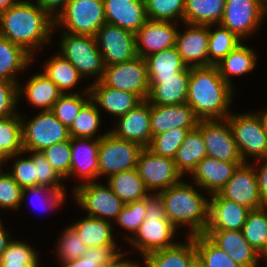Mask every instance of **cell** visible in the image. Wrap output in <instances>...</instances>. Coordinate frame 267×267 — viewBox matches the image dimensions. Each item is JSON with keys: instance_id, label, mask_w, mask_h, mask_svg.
Listing matches in <instances>:
<instances>
[{"instance_id": "6da1fadb", "label": "cell", "mask_w": 267, "mask_h": 267, "mask_svg": "<svg viewBox=\"0 0 267 267\" xmlns=\"http://www.w3.org/2000/svg\"><path fill=\"white\" fill-rule=\"evenodd\" d=\"M55 20L31 0H20L0 13V36L23 47L33 57L51 42Z\"/></svg>"}, {"instance_id": "7a4b0ae2", "label": "cell", "mask_w": 267, "mask_h": 267, "mask_svg": "<svg viewBox=\"0 0 267 267\" xmlns=\"http://www.w3.org/2000/svg\"><path fill=\"white\" fill-rule=\"evenodd\" d=\"M233 88L220 76L216 65L190 67L186 103L199 120L225 119L231 114Z\"/></svg>"}, {"instance_id": "3957f363", "label": "cell", "mask_w": 267, "mask_h": 267, "mask_svg": "<svg viewBox=\"0 0 267 267\" xmlns=\"http://www.w3.org/2000/svg\"><path fill=\"white\" fill-rule=\"evenodd\" d=\"M195 184L180 181L158 193L164 204L165 215L177 228L188 226L186 236L203 234L209 222V199L197 191Z\"/></svg>"}, {"instance_id": "277c9868", "label": "cell", "mask_w": 267, "mask_h": 267, "mask_svg": "<svg viewBox=\"0 0 267 267\" xmlns=\"http://www.w3.org/2000/svg\"><path fill=\"white\" fill-rule=\"evenodd\" d=\"M177 232L178 229L165 215L162 197L152 192L146 197L145 220L133 237L126 234V240L144 257L149 253L175 246L178 242L173 240Z\"/></svg>"}, {"instance_id": "5b68a950", "label": "cell", "mask_w": 267, "mask_h": 267, "mask_svg": "<svg viewBox=\"0 0 267 267\" xmlns=\"http://www.w3.org/2000/svg\"><path fill=\"white\" fill-rule=\"evenodd\" d=\"M227 120L244 162H248L249 156L256 160L267 159V125L263 112H231Z\"/></svg>"}, {"instance_id": "8992f818", "label": "cell", "mask_w": 267, "mask_h": 267, "mask_svg": "<svg viewBox=\"0 0 267 267\" xmlns=\"http://www.w3.org/2000/svg\"><path fill=\"white\" fill-rule=\"evenodd\" d=\"M60 55L67 59L83 78L96 77L101 81L105 65L95 36L61 32Z\"/></svg>"}, {"instance_id": "52a82bcc", "label": "cell", "mask_w": 267, "mask_h": 267, "mask_svg": "<svg viewBox=\"0 0 267 267\" xmlns=\"http://www.w3.org/2000/svg\"><path fill=\"white\" fill-rule=\"evenodd\" d=\"M106 23L103 0H68L55 19V29L62 32L95 36ZM58 26V27H57Z\"/></svg>"}, {"instance_id": "ba28073f", "label": "cell", "mask_w": 267, "mask_h": 267, "mask_svg": "<svg viewBox=\"0 0 267 267\" xmlns=\"http://www.w3.org/2000/svg\"><path fill=\"white\" fill-rule=\"evenodd\" d=\"M20 117L23 151L41 152L47 147L71 138L69 129L51 111H40L31 120L25 115Z\"/></svg>"}, {"instance_id": "9c48e42d", "label": "cell", "mask_w": 267, "mask_h": 267, "mask_svg": "<svg viewBox=\"0 0 267 267\" xmlns=\"http://www.w3.org/2000/svg\"><path fill=\"white\" fill-rule=\"evenodd\" d=\"M143 147L135 142L123 140L108 132L99 142L98 178L137 168Z\"/></svg>"}, {"instance_id": "30bf717a", "label": "cell", "mask_w": 267, "mask_h": 267, "mask_svg": "<svg viewBox=\"0 0 267 267\" xmlns=\"http://www.w3.org/2000/svg\"><path fill=\"white\" fill-rule=\"evenodd\" d=\"M72 193L76 205L87 211V216L109 222L116 220L125 205L107 184L95 181L78 183Z\"/></svg>"}, {"instance_id": "8fae6325", "label": "cell", "mask_w": 267, "mask_h": 267, "mask_svg": "<svg viewBox=\"0 0 267 267\" xmlns=\"http://www.w3.org/2000/svg\"><path fill=\"white\" fill-rule=\"evenodd\" d=\"M101 81L108 87L121 91L132 92L142 100H147L149 94V79L146 61L141 56L105 66Z\"/></svg>"}, {"instance_id": "7c38bea8", "label": "cell", "mask_w": 267, "mask_h": 267, "mask_svg": "<svg viewBox=\"0 0 267 267\" xmlns=\"http://www.w3.org/2000/svg\"><path fill=\"white\" fill-rule=\"evenodd\" d=\"M137 170L147 190L158 194L182 180L171 158L158 156L147 147L140 152Z\"/></svg>"}, {"instance_id": "4fadbf2b", "label": "cell", "mask_w": 267, "mask_h": 267, "mask_svg": "<svg viewBox=\"0 0 267 267\" xmlns=\"http://www.w3.org/2000/svg\"><path fill=\"white\" fill-rule=\"evenodd\" d=\"M266 15L260 0H226L220 24L244 41L258 31Z\"/></svg>"}, {"instance_id": "5bb4252c", "label": "cell", "mask_w": 267, "mask_h": 267, "mask_svg": "<svg viewBox=\"0 0 267 267\" xmlns=\"http://www.w3.org/2000/svg\"><path fill=\"white\" fill-rule=\"evenodd\" d=\"M197 128L203 136L208 157L225 162H244L227 118L199 120Z\"/></svg>"}, {"instance_id": "9a60e30c", "label": "cell", "mask_w": 267, "mask_h": 267, "mask_svg": "<svg viewBox=\"0 0 267 267\" xmlns=\"http://www.w3.org/2000/svg\"><path fill=\"white\" fill-rule=\"evenodd\" d=\"M95 39L105 66L123 63L137 56L135 34L116 25L103 24Z\"/></svg>"}, {"instance_id": "2e32d148", "label": "cell", "mask_w": 267, "mask_h": 267, "mask_svg": "<svg viewBox=\"0 0 267 267\" xmlns=\"http://www.w3.org/2000/svg\"><path fill=\"white\" fill-rule=\"evenodd\" d=\"M249 163V164H248ZM251 162H244L218 192L223 198L236 202L250 210L265 207L260 197L257 176Z\"/></svg>"}, {"instance_id": "e0dca14e", "label": "cell", "mask_w": 267, "mask_h": 267, "mask_svg": "<svg viewBox=\"0 0 267 267\" xmlns=\"http://www.w3.org/2000/svg\"><path fill=\"white\" fill-rule=\"evenodd\" d=\"M151 104L143 100L127 114L117 118L111 132L115 137L148 147L151 139Z\"/></svg>"}, {"instance_id": "ac0fdd59", "label": "cell", "mask_w": 267, "mask_h": 267, "mask_svg": "<svg viewBox=\"0 0 267 267\" xmlns=\"http://www.w3.org/2000/svg\"><path fill=\"white\" fill-rule=\"evenodd\" d=\"M184 31H177L175 47L187 67L208 66V25L182 23Z\"/></svg>"}, {"instance_id": "d6986e66", "label": "cell", "mask_w": 267, "mask_h": 267, "mask_svg": "<svg viewBox=\"0 0 267 267\" xmlns=\"http://www.w3.org/2000/svg\"><path fill=\"white\" fill-rule=\"evenodd\" d=\"M175 22L147 20L135 33L136 52L145 58L175 46L178 27Z\"/></svg>"}, {"instance_id": "ffe728a7", "label": "cell", "mask_w": 267, "mask_h": 267, "mask_svg": "<svg viewBox=\"0 0 267 267\" xmlns=\"http://www.w3.org/2000/svg\"><path fill=\"white\" fill-rule=\"evenodd\" d=\"M110 130L96 138H71L70 176H77L84 183L98 179V150L100 138Z\"/></svg>"}, {"instance_id": "44dd1931", "label": "cell", "mask_w": 267, "mask_h": 267, "mask_svg": "<svg viewBox=\"0 0 267 267\" xmlns=\"http://www.w3.org/2000/svg\"><path fill=\"white\" fill-rule=\"evenodd\" d=\"M204 234L241 267H259V253L244 238L242 230H205Z\"/></svg>"}, {"instance_id": "7402d4cb", "label": "cell", "mask_w": 267, "mask_h": 267, "mask_svg": "<svg viewBox=\"0 0 267 267\" xmlns=\"http://www.w3.org/2000/svg\"><path fill=\"white\" fill-rule=\"evenodd\" d=\"M150 120L152 138L174 128L194 129L199 122L187 103L165 106L151 104Z\"/></svg>"}, {"instance_id": "603a6c76", "label": "cell", "mask_w": 267, "mask_h": 267, "mask_svg": "<svg viewBox=\"0 0 267 267\" xmlns=\"http://www.w3.org/2000/svg\"><path fill=\"white\" fill-rule=\"evenodd\" d=\"M207 198L210 199L206 230H242L250 209L223 198L219 193L211 194Z\"/></svg>"}, {"instance_id": "cb8c5ba5", "label": "cell", "mask_w": 267, "mask_h": 267, "mask_svg": "<svg viewBox=\"0 0 267 267\" xmlns=\"http://www.w3.org/2000/svg\"><path fill=\"white\" fill-rule=\"evenodd\" d=\"M244 162H225L204 157L192 172L194 184L207 193H218L233 176L235 170Z\"/></svg>"}, {"instance_id": "d4e9b609", "label": "cell", "mask_w": 267, "mask_h": 267, "mask_svg": "<svg viewBox=\"0 0 267 267\" xmlns=\"http://www.w3.org/2000/svg\"><path fill=\"white\" fill-rule=\"evenodd\" d=\"M106 23L136 33L148 20L144 0H103Z\"/></svg>"}, {"instance_id": "484cf974", "label": "cell", "mask_w": 267, "mask_h": 267, "mask_svg": "<svg viewBox=\"0 0 267 267\" xmlns=\"http://www.w3.org/2000/svg\"><path fill=\"white\" fill-rule=\"evenodd\" d=\"M190 80V67L180 71L177 78L149 79L147 101L152 105H178L186 103Z\"/></svg>"}, {"instance_id": "4316f807", "label": "cell", "mask_w": 267, "mask_h": 267, "mask_svg": "<svg viewBox=\"0 0 267 267\" xmlns=\"http://www.w3.org/2000/svg\"><path fill=\"white\" fill-rule=\"evenodd\" d=\"M91 100L109 114L121 117L143 100L132 92L121 91L106 86L102 81L89 85Z\"/></svg>"}, {"instance_id": "83f0119b", "label": "cell", "mask_w": 267, "mask_h": 267, "mask_svg": "<svg viewBox=\"0 0 267 267\" xmlns=\"http://www.w3.org/2000/svg\"><path fill=\"white\" fill-rule=\"evenodd\" d=\"M186 242L155 251L143 257L144 267H196L197 253L194 236H187Z\"/></svg>"}, {"instance_id": "f1b7e54d", "label": "cell", "mask_w": 267, "mask_h": 267, "mask_svg": "<svg viewBox=\"0 0 267 267\" xmlns=\"http://www.w3.org/2000/svg\"><path fill=\"white\" fill-rule=\"evenodd\" d=\"M23 94H25V98L31 106L42 108L41 111H51L53 105L63 95L57 85L43 72L35 73L26 81L24 87L18 85V99Z\"/></svg>"}, {"instance_id": "f546056e", "label": "cell", "mask_w": 267, "mask_h": 267, "mask_svg": "<svg viewBox=\"0 0 267 267\" xmlns=\"http://www.w3.org/2000/svg\"><path fill=\"white\" fill-rule=\"evenodd\" d=\"M34 57L23 47L0 36V80L19 84L18 72H24L34 62ZM17 73V74H16Z\"/></svg>"}, {"instance_id": "4dcf8cb0", "label": "cell", "mask_w": 267, "mask_h": 267, "mask_svg": "<svg viewBox=\"0 0 267 267\" xmlns=\"http://www.w3.org/2000/svg\"><path fill=\"white\" fill-rule=\"evenodd\" d=\"M206 156L203 136L201 131L196 127L189 130L173 160L177 170L184 177L188 173L191 175L198 163Z\"/></svg>"}, {"instance_id": "1f68e13d", "label": "cell", "mask_w": 267, "mask_h": 267, "mask_svg": "<svg viewBox=\"0 0 267 267\" xmlns=\"http://www.w3.org/2000/svg\"><path fill=\"white\" fill-rule=\"evenodd\" d=\"M106 183L124 204L142 200L150 194L137 168L113 174Z\"/></svg>"}, {"instance_id": "d6a6232c", "label": "cell", "mask_w": 267, "mask_h": 267, "mask_svg": "<svg viewBox=\"0 0 267 267\" xmlns=\"http://www.w3.org/2000/svg\"><path fill=\"white\" fill-rule=\"evenodd\" d=\"M103 219L86 216L71 224L87 247L117 245L114 225Z\"/></svg>"}, {"instance_id": "836d02e7", "label": "cell", "mask_w": 267, "mask_h": 267, "mask_svg": "<svg viewBox=\"0 0 267 267\" xmlns=\"http://www.w3.org/2000/svg\"><path fill=\"white\" fill-rule=\"evenodd\" d=\"M148 79L177 78V74L187 68L176 47L146 56Z\"/></svg>"}, {"instance_id": "e575fe53", "label": "cell", "mask_w": 267, "mask_h": 267, "mask_svg": "<svg viewBox=\"0 0 267 267\" xmlns=\"http://www.w3.org/2000/svg\"><path fill=\"white\" fill-rule=\"evenodd\" d=\"M257 60L258 56L252 47L250 48L242 42L223 58L216 67L224 81L233 87L231 77L233 75L240 76L254 70Z\"/></svg>"}, {"instance_id": "d590c367", "label": "cell", "mask_w": 267, "mask_h": 267, "mask_svg": "<svg viewBox=\"0 0 267 267\" xmlns=\"http://www.w3.org/2000/svg\"><path fill=\"white\" fill-rule=\"evenodd\" d=\"M226 0H185L183 23L193 25L220 24Z\"/></svg>"}, {"instance_id": "8d00e7d4", "label": "cell", "mask_w": 267, "mask_h": 267, "mask_svg": "<svg viewBox=\"0 0 267 267\" xmlns=\"http://www.w3.org/2000/svg\"><path fill=\"white\" fill-rule=\"evenodd\" d=\"M46 61L43 73L57 85L63 94L66 92L69 94L70 90H74L78 82L83 79L77 69L60 54Z\"/></svg>"}, {"instance_id": "74e56055", "label": "cell", "mask_w": 267, "mask_h": 267, "mask_svg": "<svg viewBox=\"0 0 267 267\" xmlns=\"http://www.w3.org/2000/svg\"><path fill=\"white\" fill-rule=\"evenodd\" d=\"M215 27L211 28V27ZM208 66L217 65L231 51L236 49L242 42L236 34L221 24L208 25ZM214 29L215 31H213Z\"/></svg>"}, {"instance_id": "f35d334b", "label": "cell", "mask_w": 267, "mask_h": 267, "mask_svg": "<svg viewBox=\"0 0 267 267\" xmlns=\"http://www.w3.org/2000/svg\"><path fill=\"white\" fill-rule=\"evenodd\" d=\"M23 152L22 123L19 112L0 119V162L3 164L10 156Z\"/></svg>"}, {"instance_id": "ab89813d", "label": "cell", "mask_w": 267, "mask_h": 267, "mask_svg": "<svg viewBox=\"0 0 267 267\" xmlns=\"http://www.w3.org/2000/svg\"><path fill=\"white\" fill-rule=\"evenodd\" d=\"M197 265L200 267H241L216 246L204 233L194 235Z\"/></svg>"}, {"instance_id": "60d3db41", "label": "cell", "mask_w": 267, "mask_h": 267, "mask_svg": "<svg viewBox=\"0 0 267 267\" xmlns=\"http://www.w3.org/2000/svg\"><path fill=\"white\" fill-rule=\"evenodd\" d=\"M101 112L90 99L80 110L69 128L71 138H95L101 125ZM95 135V136H94Z\"/></svg>"}, {"instance_id": "b9f144b4", "label": "cell", "mask_w": 267, "mask_h": 267, "mask_svg": "<svg viewBox=\"0 0 267 267\" xmlns=\"http://www.w3.org/2000/svg\"><path fill=\"white\" fill-rule=\"evenodd\" d=\"M79 93L80 92H70L69 94H63L51 109L55 117L68 129L82 107L91 99L89 85L81 95Z\"/></svg>"}, {"instance_id": "7bdbcfd3", "label": "cell", "mask_w": 267, "mask_h": 267, "mask_svg": "<svg viewBox=\"0 0 267 267\" xmlns=\"http://www.w3.org/2000/svg\"><path fill=\"white\" fill-rule=\"evenodd\" d=\"M242 232L248 243L260 253L267 242V206L248 213Z\"/></svg>"}, {"instance_id": "ee69618b", "label": "cell", "mask_w": 267, "mask_h": 267, "mask_svg": "<svg viewBox=\"0 0 267 267\" xmlns=\"http://www.w3.org/2000/svg\"><path fill=\"white\" fill-rule=\"evenodd\" d=\"M149 20L183 23L185 0H144Z\"/></svg>"}, {"instance_id": "f6af8a7d", "label": "cell", "mask_w": 267, "mask_h": 267, "mask_svg": "<svg viewBox=\"0 0 267 267\" xmlns=\"http://www.w3.org/2000/svg\"><path fill=\"white\" fill-rule=\"evenodd\" d=\"M189 130L174 128L155 135L147 148L158 156L174 159Z\"/></svg>"}, {"instance_id": "bcb514c9", "label": "cell", "mask_w": 267, "mask_h": 267, "mask_svg": "<svg viewBox=\"0 0 267 267\" xmlns=\"http://www.w3.org/2000/svg\"><path fill=\"white\" fill-rule=\"evenodd\" d=\"M118 245L88 247L82 257L61 263L62 267H100L110 262L121 250Z\"/></svg>"}, {"instance_id": "7dc6e473", "label": "cell", "mask_w": 267, "mask_h": 267, "mask_svg": "<svg viewBox=\"0 0 267 267\" xmlns=\"http://www.w3.org/2000/svg\"><path fill=\"white\" fill-rule=\"evenodd\" d=\"M59 239H57L56 254L59 263H64L71 260H76L83 256L87 250V246L79 237L77 232L72 226L64 228Z\"/></svg>"}, {"instance_id": "c3c4849f", "label": "cell", "mask_w": 267, "mask_h": 267, "mask_svg": "<svg viewBox=\"0 0 267 267\" xmlns=\"http://www.w3.org/2000/svg\"><path fill=\"white\" fill-rule=\"evenodd\" d=\"M25 153H31L30 156L36 171V186H44L66 192L64 190L65 185L61 181L63 178L51 166L42 152L25 151Z\"/></svg>"}, {"instance_id": "681fc988", "label": "cell", "mask_w": 267, "mask_h": 267, "mask_svg": "<svg viewBox=\"0 0 267 267\" xmlns=\"http://www.w3.org/2000/svg\"><path fill=\"white\" fill-rule=\"evenodd\" d=\"M41 152L63 181L67 179L71 167V138L47 147Z\"/></svg>"}, {"instance_id": "f907efd6", "label": "cell", "mask_w": 267, "mask_h": 267, "mask_svg": "<svg viewBox=\"0 0 267 267\" xmlns=\"http://www.w3.org/2000/svg\"><path fill=\"white\" fill-rule=\"evenodd\" d=\"M146 214V197L142 200L134 201L125 204L122 211L117 215L113 225L118 224L121 228H124L135 235L139 226L145 220Z\"/></svg>"}, {"instance_id": "816d5d0a", "label": "cell", "mask_w": 267, "mask_h": 267, "mask_svg": "<svg viewBox=\"0 0 267 267\" xmlns=\"http://www.w3.org/2000/svg\"><path fill=\"white\" fill-rule=\"evenodd\" d=\"M21 154H25V151L10 156L7 159V161H10L15 158L12 169H9L11 172L9 171L8 173L14 178V180L22 189L27 187H35L36 171L32 157L29 155L28 157L23 158L21 157Z\"/></svg>"}, {"instance_id": "f5cc1de1", "label": "cell", "mask_w": 267, "mask_h": 267, "mask_svg": "<svg viewBox=\"0 0 267 267\" xmlns=\"http://www.w3.org/2000/svg\"><path fill=\"white\" fill-rule=\"evenodd\" d=\"M23 189L8 171L0 174V209H18L22 204Z\"/></svg>"}, {"instance_id": "db71d44e", "label": "cell", "mask_w": 267, "mask_h": 267, "mask_svg": "<svg viewBox=\"0 0 267 267\" xmlns=\"http://www.w3.org/2000/svg\"><path fill=\"white\" fill-rule=\"evenodd\" d=\"M39 252L29 243L12 240L3 252L0 262L40 263Z\"/></svg>"}, {"instance_id": "11a10c76", "label": "cell", "mask_w": 267, "mask_h": 267, "mask_svg": "<svg viewBox=\"0 0 267 267\" xmlns=\"http://www.w3.org/2000/svg\"><path fill=\"white\" fill-rule=\"evenodd\" d=\"M18 85L7 80H0V119L18 112Z\"/></svg>"}, {"instance_id": "9f6ffc18", "label": "cell", "mask_w": 267, "mask_h": 267, "mask_svg": "<svg viewBox=\"0 0 267 267\" xmlns=\"http://www.w3.org/2000/svg\"><path fill=\"white\" fill-rule=\"evenodd\" d=\"M29 194H32L33 199L37 196L40 197L44 202V204L43 203L42 204L43 205L46 204L45 207H48L49 209H55V208L57 209L58 207H60L61 204L65 202L66 200L65 197L67 195L66 192H61L59 190H55L49 187H44V186L27 187L23 189L22 202L26 199L27 195Z\"/></svg>"}, {"instance_id": "6f0895ef", "label": "cell", "mask_w": 267, "mask_h": 267, "mask_svg": "<svg viewBox=\"0 0 267 267\" xmlns=\"http://www.w3.org/2000/svg\"><path fill=\"white\" fill-rule=\"evenodd\" d=\"M256 162L260 163L258 167L253 165L257 176L259 194L265 206H267V159H260Z\"/></svg>"}, {"instance_id": "680465c9", "label": "cell", "mask_w": 267, "mask_h": 267, "mask_svg": "<svg viewBox=\"0 0 267 267\" xmlns=\"http://www.w3.org/2000/svg\"><path fill=\"white\" fill-rule=\"evenodd\" d=\"M34 2L55 20L65 9L68 0H35Z\"/></svg>"}, {"instance_id": "91938a15", "label": "cell", "mask_w": 267, "mask_h": 267, "mask_svg": "<svg viewBox=\"0 0 267 267\" xmlns=\"http://www.w3.org/2000/svg\"><path fill=\"white\" fill-rule=\"evenodd\" d=\"M129 252H120L116 257H114L110 262L104 264L100 267H139L140 263L133 262L131 260H125L124 255ZM122 258V259H121Z\"/></svg>"}, {"instance_id": "94428289", "label": "cell", "mask_w": 267, "mask_h": 267, "mask_svg": "<svg viewBox=\"0 0 267 267\" xmlns=\"http://www.w3.org/2000/svg\"><path fill=\"white\" fill-rule=\"evenodd\" d=\"M10 232L5 230L3 224L0 225V259L2 257L3 252L8 247L9 243L12 241Z\"/></svg>"}, {"instance_id": "6125c7cd", "label": "cell", "mask_w": 267, "mask_h": 267, "mask_svg": "<svg viewBox=\"0 0 267 267\" xmlns=\"http://www.w3.org/2000/svg\"><path fill=\"white\" fill-rule=\"evenodd\" d=\"M0 267H41L40 263L0 262Z\"/></svg>"}, {"instance_id": "be15d7a7", "label": "cell", "mask_w": 267, "mask_h": 267, "mask_svg": "<svg viewBox=\"0 0 267 267\" xmlns=\"http://www.w3.org/2000/svg\"><path fill=\"white\" fill-rule=\"evenodd\" d=\"M20 0H0V13L17 4Z\"/></svg>"}, {"instance_id": "e7e4bbea", "label": "cell", "mask_w": 267, "mask_h": 267, "mask_svg": "<svg viewBox=\"0 0 267 267\" xmlns=\"http://www.w3.org/2000/svg\"><path fill=\"white\" fill-rule=\"evenodd\" d=\"M259 257L261 258H266L267 261V242L265 247L261 250V252L259 253Z\"/></svg>"}, {"instance_id": "03108f58", "label": "cell", "mask_w": 267, "mask_h": 267, "mask_svg": "<svg viewBox=\"0 0 267 267\" xmlns=\"http://www.w3.org/2000/svg\"><path fill=\"white\" fill-rule=\"evenodd\" d=\"M262 7L267 12V0H260Z\"/></svg>"}, {"instance_id": "003e7915", "label": "cell", "mask_w": 267, "mask_h": 267, "mask_svg": "<svg viewBox=\"0 0 267 267\" xmlns=\"http://www.w3.org/2000/svg\"><path fill=\"white\" fill-rule=\"evenodd\" d=\"M263 115H264V119H265V122H266V125H267V108H266V110L263 112Z\"/></svg>"}, {"instance_id": "a7ac6f4b", "label": "cell", "mask_w": 267, "mask_h": 267, "mask_svg": "<svg viewBox=\"0 0 267 267\" xmlns=\"http://www.w3.org/2000/svg\"><path fill=\"white\" fill-rule=\"evenodd\" d=\"M2 165H5V164H3L2 162H0V174H1V172H2Z\"/></svg>"}]
</instances>
